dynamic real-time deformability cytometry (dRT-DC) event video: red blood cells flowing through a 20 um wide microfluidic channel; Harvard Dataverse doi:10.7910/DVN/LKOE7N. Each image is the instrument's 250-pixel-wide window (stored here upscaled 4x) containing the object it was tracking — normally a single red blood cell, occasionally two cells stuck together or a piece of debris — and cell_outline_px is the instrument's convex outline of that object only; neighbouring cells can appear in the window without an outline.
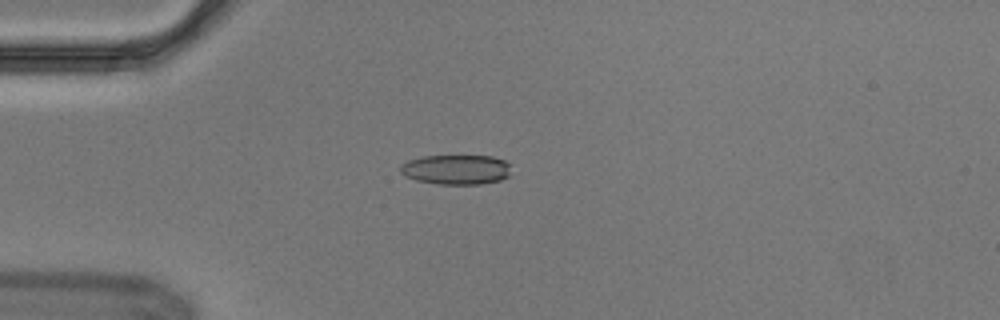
{"species": "Egyptian fruit bat (a non-hibernating species)", "species_latin": "Rousettus aegyptiacus", "temperature_condition": "cold", "stored_images_in_passage": 8, "camera_frame_rate_fps": 3000, "um_per_image_px": 0.085, "animal": {"sex": "male"}, "frame": {"image": 1, "passage_image": 3, "time_ms": 0.667, "image_size_px": [1000, 320], "cell_outline_px": [[508, 176], [500, 180], [480, 184], [436, 184], [416, 180], [404, 176], [400, 172], [400, 164], [408, 160], [424, 156], [492, 156], [504, 160], [508, 164]], "centroid_in_image_um": [38.72, 14.41], "position_along_channel_um": 46.3, "area_um2": 19.19}}
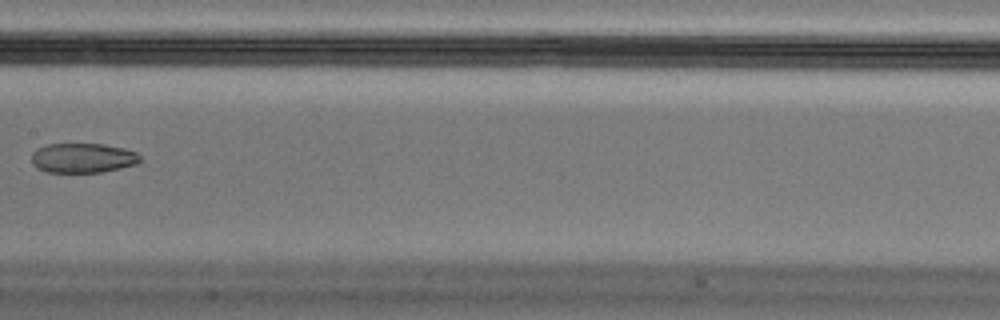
{"frame": {"image": 2, "passage_image": 7, "time_ms": 2.0, "image_size_px": [1000, 320], "cell_outline_px": [[140, 160], [136, 164], [120, 168], [100, 172], [48, 172], [32, 164], [32, 152], [36, 148], [48, 144], [104, 144], [124, 148], [136, 152], [140, 156]], "centroid_in_image_um": [7.03, 13.42], "position_along_channel_um": 200.4, "area_um2": 18.67}}